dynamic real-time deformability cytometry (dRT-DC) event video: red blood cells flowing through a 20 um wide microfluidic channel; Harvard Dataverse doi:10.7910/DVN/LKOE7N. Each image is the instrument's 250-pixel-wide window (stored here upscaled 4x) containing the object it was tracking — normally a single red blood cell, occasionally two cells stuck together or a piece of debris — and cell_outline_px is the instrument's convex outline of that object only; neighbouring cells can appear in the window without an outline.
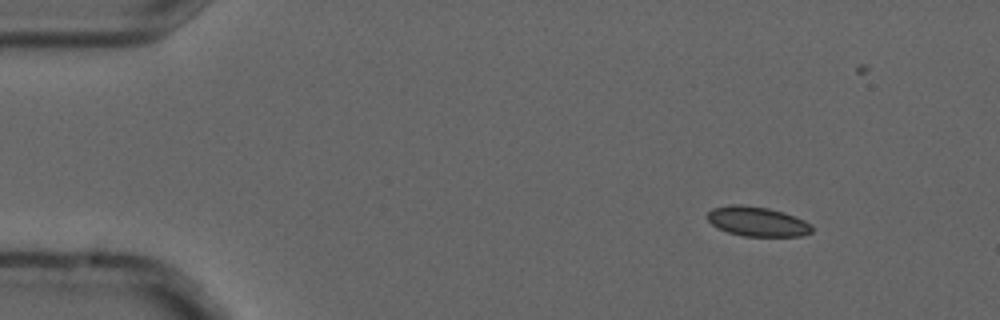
{"species": "common noctule bat (a hibernating species)", "species_latin": "Nyctalus noctula", "temperature_condition": "cold", "stored_images_in_passage": 4, "camera_frame_rate_fps": 3000, "um_per_image_px": 0.085, "animal": {"sex": "male", "forearm_length_mm": 52.5}, "frame": {"image": 1, "passage_image": 1, "time_ms": 0.0, "image_size_px": [1000, 320], "cell_outline_px": [[812, 232], [800, 236], [744, 236], [728, 232], [716, 228], [704, 216], [712, 208], [728, 204], [740, 204], [768, 208], [784, 212], [804, 220], [812, 224]], "centroid_in_image_um": [64.33, 18.82], "position_along_channel_um": 20.7, "area_um2": 18.26}}
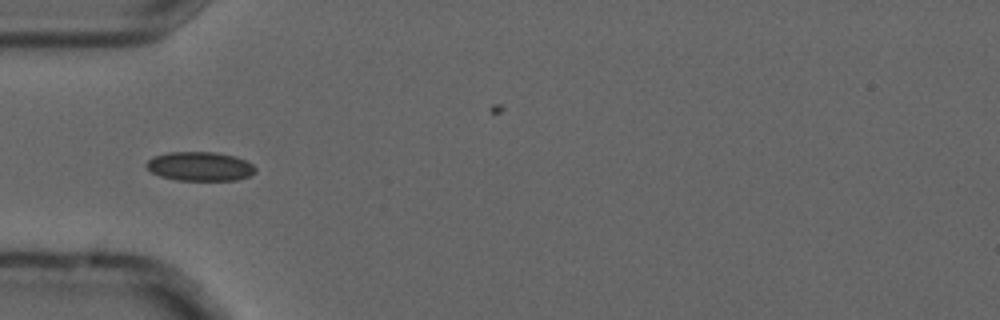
{"frame": {"image": 2, "passage_image": 4, "time_ms": 1.0, "image_size_px": [1000, 320], "cell_outline_px": [[256, 172], [248, 176], [236, 180], [176, 180], [160, 176], [152, 172], [144, 164], [152, 156], [168, 152], [216, 152], [236, 156], [252, 164], [256, 168]], "centroid_in_image_um": [16.98, 14.13], "position_along_channel_um": 68.0, "area_um2": 18.55}}